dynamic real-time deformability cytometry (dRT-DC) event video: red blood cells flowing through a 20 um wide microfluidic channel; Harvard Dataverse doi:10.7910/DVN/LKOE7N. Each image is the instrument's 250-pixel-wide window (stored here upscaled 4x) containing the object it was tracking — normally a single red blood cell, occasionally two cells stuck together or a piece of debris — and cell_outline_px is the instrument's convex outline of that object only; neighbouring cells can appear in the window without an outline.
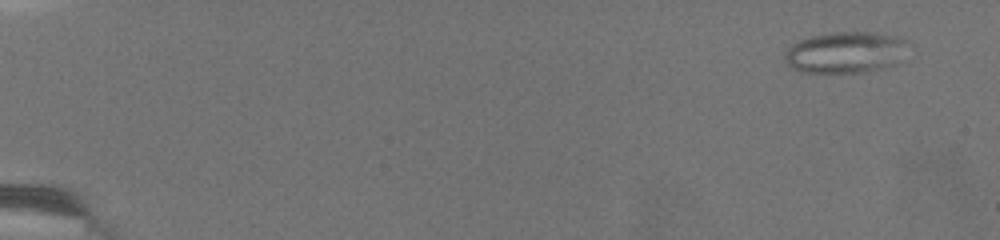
{"species": "common noctule bat (a hibernating species)", "species_latin": "Nyctalus noctula", "temperature_condition": "warm", "stored_images_in_passage": 17, "camera_frame_rate_fps": 3000, "um_per_image_px": 0.085, "animal": {"sex": "female", "body_mass_g": 19.5, "forearm_length_mm": 54.1}, "frame": {"image": 1, "passage_image": 1, "time_ms": 0.0, "image_size_px": [1000, 240], "cell_outline_px": [[904, 40], [892, 64], [880, 68], [860, 72], [804, 72], [792, 68], [784, 60], [784, 52], [792, 44], [800, 40], [812, 36], [832, 32], [872, 32], [896, 36]], "centroid_in_image_um": [71.68, 4.44], "position_along_channel_um": 13.3, "area_um2": 28.5}}
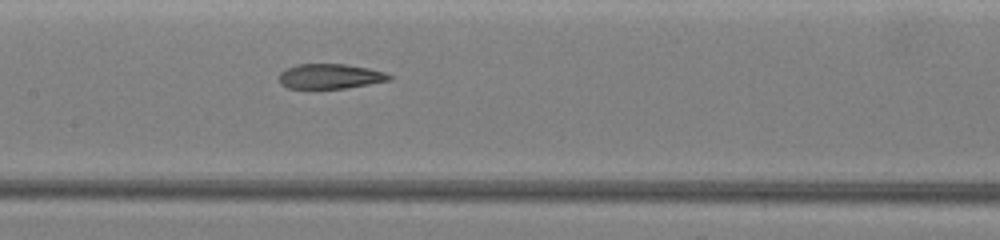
{"frame": {"image": 2, "passage_image": 9, "time_ms": 8.0, "image_size_px": [1000, 240], "cell_outline_px": [[392, 80], [344, 88], [288, 88], [280, 84], [280, 72], [288, 68], [300, 64], [344, 64], [368, 68], [384, 72], [392, 76]], "centroid_in_image_um": [28.07, 6.48], "position_along_channel_um": 179.3, "area_um2": 15.78}}
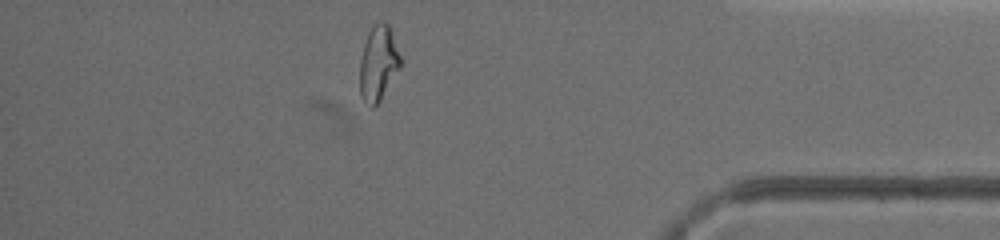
{"frame": {"image": 3, "passage_image": 15, "time_ms": 14.0, "image_size_px": [1000, 240], "cell_outline_px": [[400, 68], [380, 100], [372, 108], [364, 100], [360, 92], [360, 60], [364, 44], [368, 32], [372, 24], [380, 20], [384, 20], [388, 24], [392, 32], [400, 56]], "centroid_in_image_um": [32.15, 5.32], "position_along_channel_um": 403.0, "area_um2": 17.69}, "authors_computed_cell_mechanics": {"area_um2": 18.9006, "velocity_mm_per_s": 4.201, "shape_relaxation_time_tau1_ms": null, "shape_relaxation_time_tau2_ms": 1.4552, "deformation_change_tau1": null, "deformation_change_tau2": 0.093}}